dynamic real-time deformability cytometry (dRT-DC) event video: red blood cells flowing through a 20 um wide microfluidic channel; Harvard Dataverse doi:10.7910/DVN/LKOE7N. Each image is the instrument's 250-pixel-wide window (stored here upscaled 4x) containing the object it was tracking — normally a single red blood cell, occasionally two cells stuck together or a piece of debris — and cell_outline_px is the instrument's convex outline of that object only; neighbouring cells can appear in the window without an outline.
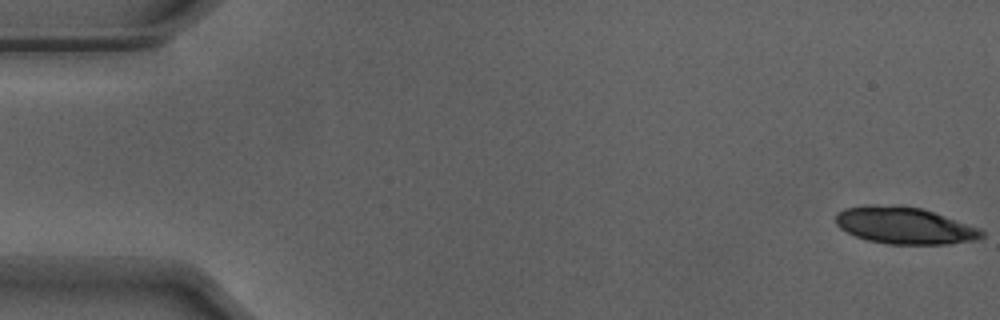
{"species": "Egyptian fruit bat (a non-hibernating species)", "species_latin": "Rousettus aegyptiacus", "temperature_condition": "warm", "stored_images_in_passage": 24, "camera_frame_rate_fps": 3000, "um_per_image_px": 0.085, "animal": {"sex": "male"}, "frame": {"image": 1, "passage_image": 1, "time_ms": 0.0, "image_size_px": [1000, 320], "cell_outline_px": [[984, 236], [976, 240], [948, 244], [888, 244], [868, 240], [856, 236], [840, 228], [836, 224], [836, 212], [844, 208], [872, 204], [920, 208], [980, 228], [984, 232]], "centroid_in_image_um": [76.87, 19.18], "position_along_channel_um": 8.1, "area_um2": 31.04}}
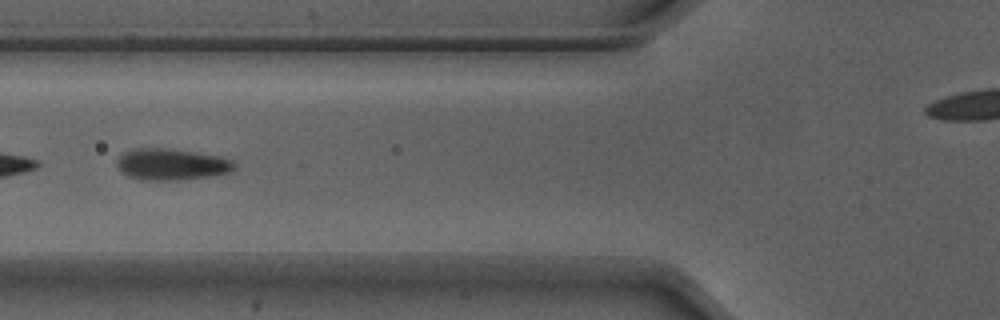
{"frame": {"image": 2, "passage_image": 21, "time_ms": 6.667, "image_size_px": [1000, 320], "cell_outline_px": [[236, 168], [232, 172], [212, 176], [176, 180], [140, 180], [128, 176], [120, 172], [116, 164], [116, 160], [124, 152], [132, 148], [168, 148], [220, 156], [232, 160], [236, 164]], "centroid_in_image_um": [14.57, 13.97], "position_along_channel_um": 111.2, "area_um2": 21.85}}